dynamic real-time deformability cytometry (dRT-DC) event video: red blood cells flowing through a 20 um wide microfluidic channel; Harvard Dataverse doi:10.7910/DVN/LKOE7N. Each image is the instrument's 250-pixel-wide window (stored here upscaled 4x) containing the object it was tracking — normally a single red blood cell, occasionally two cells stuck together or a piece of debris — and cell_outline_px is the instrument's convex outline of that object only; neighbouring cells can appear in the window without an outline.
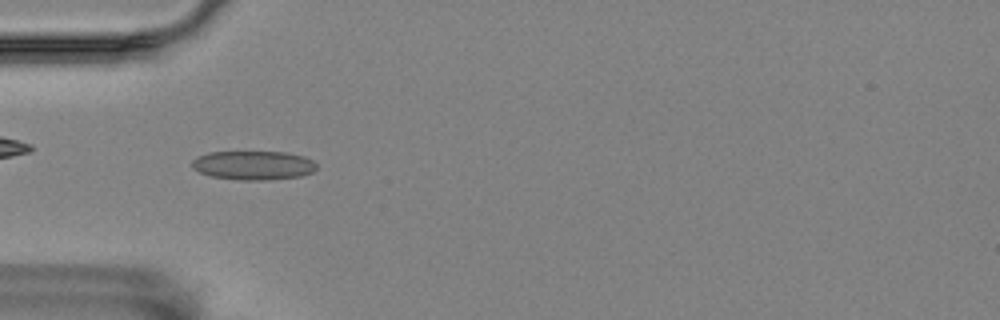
{"species": "Egyptian fruit bat (a non-hibernating species)", "species_latin": "Rousettus aegyptiacus", "temperature_condition": "room temperature", "stored_images_in_passage": 5, "camera_frame_rate_fps": 3000, "um_per_image_px": 0.085, "animal": {"sex": "female"}, "frame": {"image": 1, "passage_image": 4, "time_ms": 1.0, "image_size_px": [1000, 320], "cell_outline_px": [[316, 168], [312, 172], [300, 176], [268, 180], [240, 180], [212, 176], [200, 172], [192, 168], [192, 160], [196, 156], [208, 152], [284, 152], [304, 156], [312, 160], [316, 164]], "centroid_in_image_um": [21.52, 14.05], "position_along_channel_um": 63.5, "area_um2": 21.04}}